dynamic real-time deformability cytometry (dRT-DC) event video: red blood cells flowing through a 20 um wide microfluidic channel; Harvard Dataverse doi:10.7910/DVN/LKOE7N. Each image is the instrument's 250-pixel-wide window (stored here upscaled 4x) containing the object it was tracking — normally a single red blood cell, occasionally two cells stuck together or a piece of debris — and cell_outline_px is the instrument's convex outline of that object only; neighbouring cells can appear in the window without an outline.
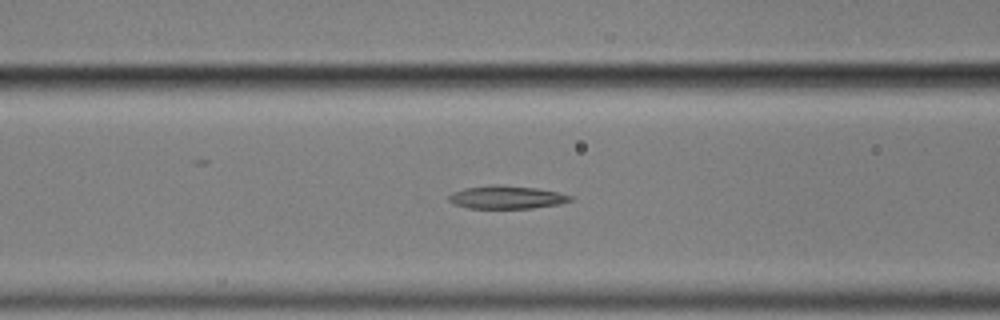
{"species": "common noctule bat (a hibernating species)", "species_latin": "Nyctalus noctula", "temperature_condition": "cold", "stored_images_in_passage": 40, "camera_frame_rate_fps": 3000, "um_per_image_px": 0.085, "animal": {"sex": "male", "body_mass_g": 17.9}, "frame": {"image": 1, "passage_image": 5, "time_ms": 1.333, "image_size_px": [1000, 320], "cell_outline_px": [[576, 200], [560, 204], [532, 208], [468, 208], [456, 204], [448, 200], [448, 196], [452, 192], [464, 188], [536, 188], [556, 192], [572, 196]], "centroid_in_image_um": [43.13, 16.83], "position_along_channel_um": 123.5, "area_um2": 15.26}}
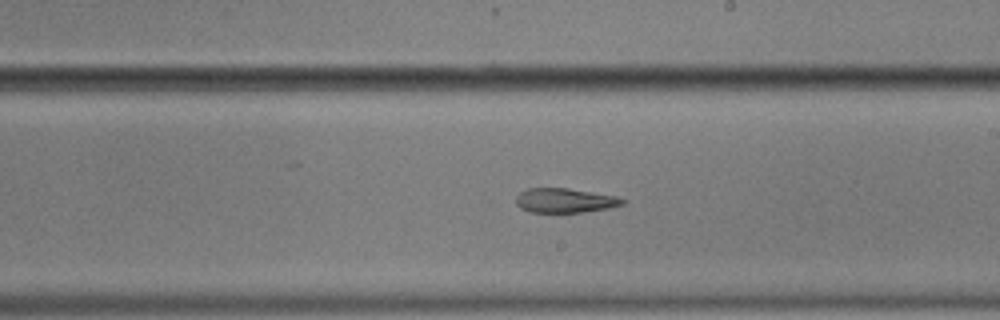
{"frame": {"image": 2, "passage_image": 15, "time_ms": 4.667, "image_size_px": [1000, 320], "cell_outline_px": [[628, 200], [624, 204], [608, 208], [584, 212], [528, 212], [520, 208], [516, 204], [516, 196], [520, 192], [528, 188], [568, 188], [616, 196]], "centroid_in_image_um": [48.01, 17.04], "position_along_channel_um": 241.0, "area_um2": 15.26}}
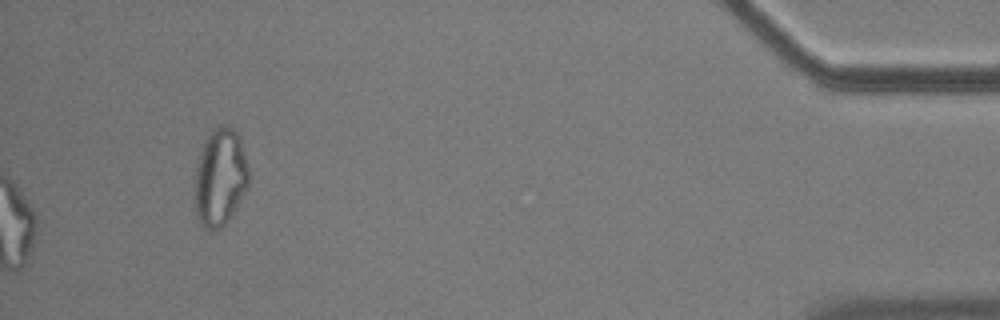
{"frame": {"image": 3, "passage_image": 40, "time_ms": 13.0, "image_size_px": [1000, 320], "cell_outline_px": [[248, 188], [228, 220], [220, 228], [208, 228], [200, 224], [196, 216], [196, 168], [200, 152], [208, 132], [212, 128], [220, 124], [228, 124], [240, 136], [248, 164]], "centroid_in_image_um": [18.73, 15.0], "position_along_channel_um": 416.5, "area_um2": 30.63}}